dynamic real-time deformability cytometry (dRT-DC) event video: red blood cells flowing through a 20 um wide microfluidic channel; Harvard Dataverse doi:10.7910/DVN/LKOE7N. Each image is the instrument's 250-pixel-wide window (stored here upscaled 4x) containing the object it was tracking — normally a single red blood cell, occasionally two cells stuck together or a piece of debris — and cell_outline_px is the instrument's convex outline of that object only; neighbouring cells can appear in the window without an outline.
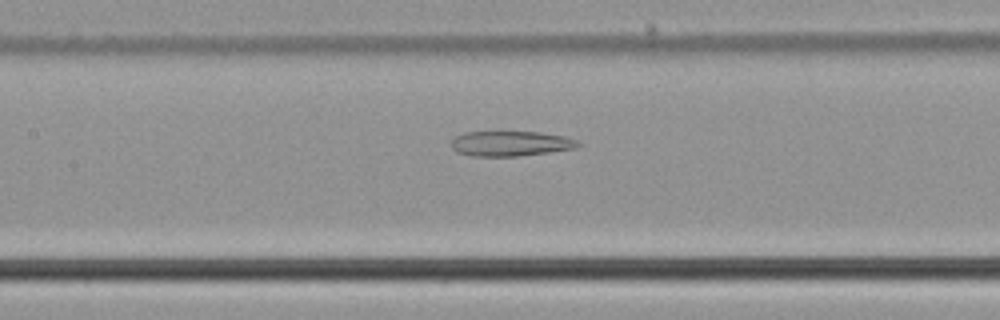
{"species": "common noctule bat (a hibernating species)", "species_latin": "Nyctalus noctula", "temperature_condition": "cold", "stored_images_in_passage": 42, "camera_frame_rate_fps": 3000, "um_per_image_px": 0.085, "animal": {"sex": "male", "body_mass_g": 21.5, "forearm_length_mm": 52.0}, "frame": {"image": 1, "passage_image": 13, "time_ms": 4.0, "image_size_px": [1000, 320], "cell_outline_px": [[580, 144], [576, 148], [548, 152], [516, 156], [472, 156], [456, 152], [452, 148], [452, 136], [464, 132], [496, 128], [500, 128], [540, 132], [564, 136], [576, 140]], "centroid_in_image_um": [43.3, 12.13], "position_along_channel_um": 164.1, "area_um2": 19.65}}
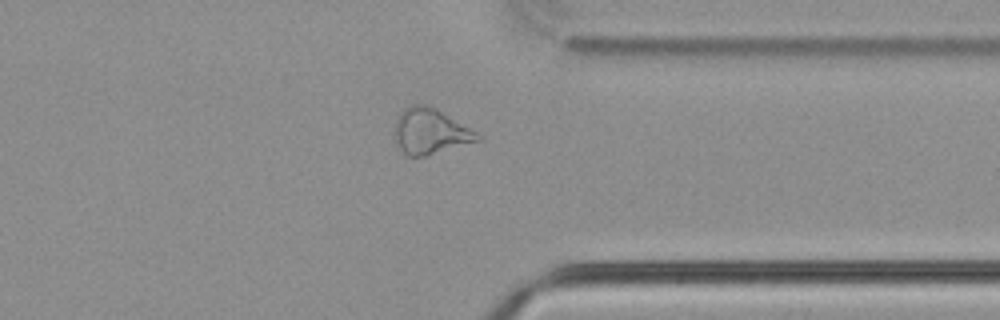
{"frame": {"image": 2, "passage_image": 30, "time_ms": 9.667, "image_size_px": [1000, 320], "cell_outline_px": [[480, 140], [424, 156], [408, 156], [400, 148], [396, 136], [396, 120], [400, 112], [404, 108], [412, 104], [424, 104], [436, 108], [476, 132], [480, 136]], "centroid_in_image_um": [36.57, 11.15], "position_along_channel_um": 374.8, "area_um2": 21.39}}
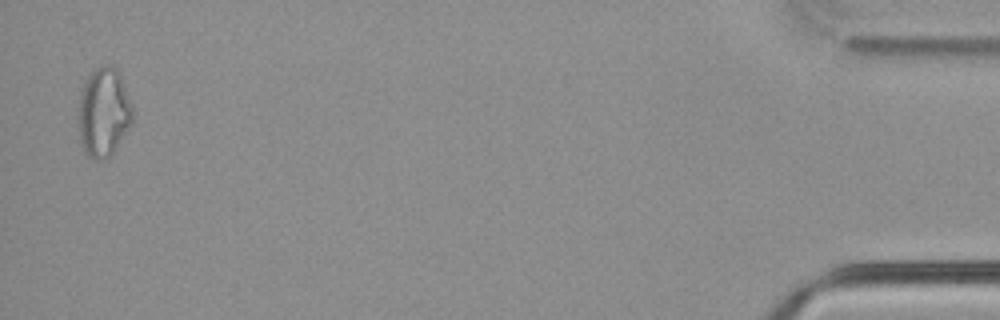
{"frame": {"image": 3, "passage_image": 41, "time_ms": 13.333, "image_size_px": [1000, 320], "cell_outline_px": [[132, 124], [112, 152], [108, 156], [100, 160], [92, 160], [84, 152], [80, 140], [80, 92], [88, 72], [100, 64], [108, 64], [116, 68], [120, 72], [132, 108]], "centroid_in_image_um": [8.81, 9.49], "position_along_channel_um": 426.4, "area_um2": 28.03}}